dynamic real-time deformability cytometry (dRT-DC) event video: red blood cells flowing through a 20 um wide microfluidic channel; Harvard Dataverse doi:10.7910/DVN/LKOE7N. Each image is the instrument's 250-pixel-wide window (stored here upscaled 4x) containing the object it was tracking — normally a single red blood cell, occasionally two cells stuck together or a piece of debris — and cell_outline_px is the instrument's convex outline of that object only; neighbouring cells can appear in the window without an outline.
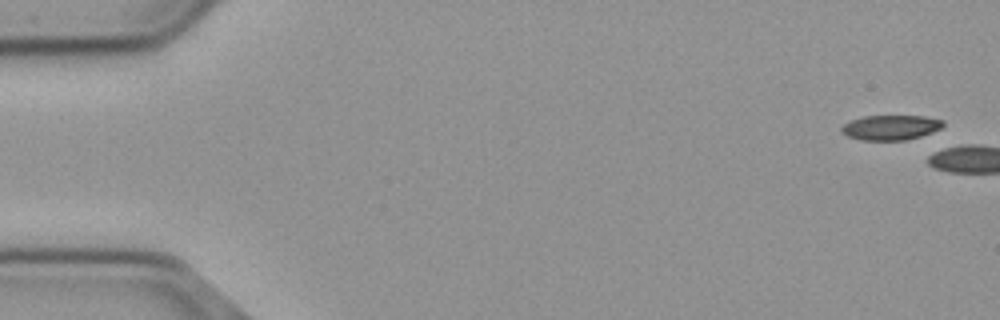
{"species": "common noctule bat (a hibernating species)", "species_latin": "Nyctalus noctula", "temperature_condition": "cold", "stored_images_in_passage": 4, "camera_frame_rate_fps": 3000, "um_per_image_px": 0.085, "animal": {"sex": "male", "body_mass_g": 23.1, "forearm_length_mm": 52.7}, "frame": {"image": 1, "passage_image": 1, "time_ms": 0.0, "image_size_px": [1000, 320], "cell_outline_px": [[944, 124], [940, 128], [932, 132], [908, 140], [860, 140], [848, 136], [840, 132], [840, 128], [844, 124], [852, 120], [864, 116], [924, 116], [944, 120]], "centroid_in_image_um": [75.7, 10.84], "position_along_channel_um": 9.3, "area_um2": 14.74}}